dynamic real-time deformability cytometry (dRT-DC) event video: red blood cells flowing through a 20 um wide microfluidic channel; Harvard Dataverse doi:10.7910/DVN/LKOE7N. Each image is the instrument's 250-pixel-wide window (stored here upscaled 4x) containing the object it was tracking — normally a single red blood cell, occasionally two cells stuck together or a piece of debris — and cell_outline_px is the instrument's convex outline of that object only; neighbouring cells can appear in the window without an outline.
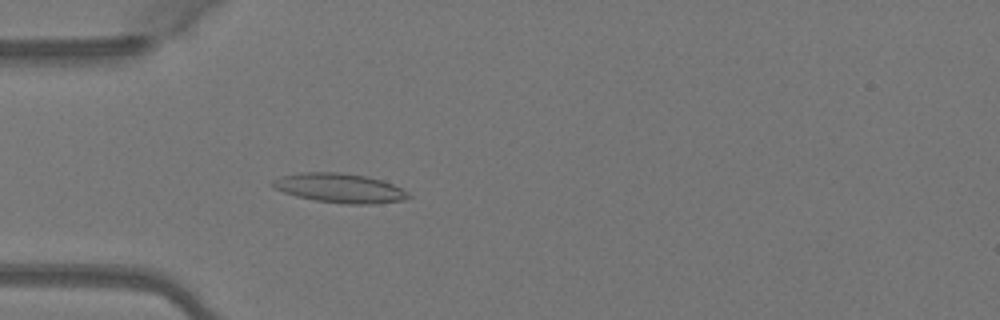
{"species": "Egyptian fruit bat (a non-hibernating species)", "species_latin": "Rousettus aegyptiacus", "temperature_condition": "warm", "stored_images_in_passage": 49, "camera_frame_rate_fps": 3000, "um_per_image_px": 0.085, "animal": {"sex": "female"}, "frame": {"image": 1, "passage_image": 14, "time_ms": 4.333, "image_size_px": [1000, 320], "cell_outline_px": [[412, 196], [404, 200], [372, 204], [344, 204], [316, 200], [296, 196], [284, 192], [276, 188], [272, 184], [272, 180], [280, 176], [300, 172], [340, 172], [364, 176], [384, 180], [408, 192]], "centroid_in_image_um": [28.89, 15.98], "position_along_channel_um": 56.1, "area_um2": 23.18}}
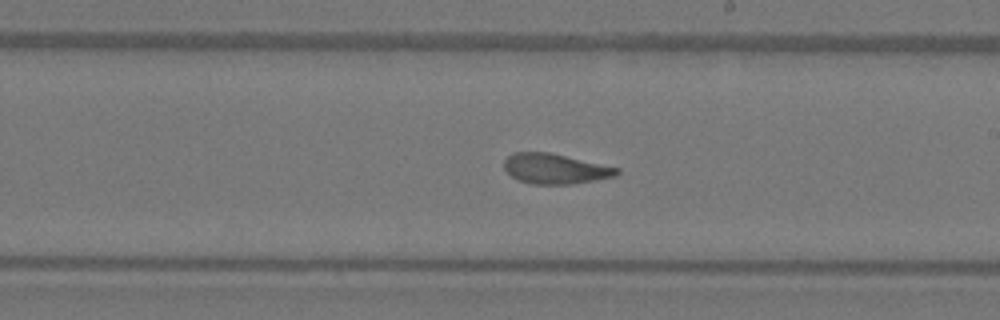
{"frame": {"image": 2, "passage_image": 28, "time_ms": 9.0, "image_size_px": [1000, 320], "cell_outline_px": [[620, 172], [616, 176], [596, 180], [568, 184], [532, 184], [516, 180], [504, 168], [504, 160], [512, 152], [548, 152], [620, 168]], "centroid_in_image_um": [47.17, 14.34], "position_along_channel_um": 241.8, "area_um2": 19.77}}
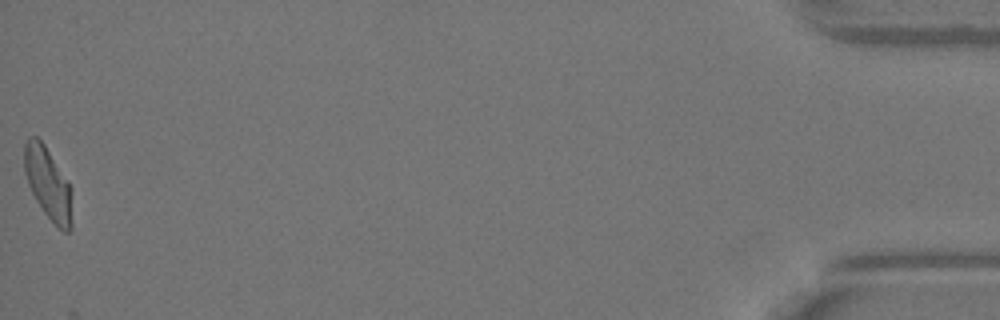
{"frame": {"image": 3, "passage_image": 49, "time_ms": 16.0, "image_size_px": [1000, 320], "cell_outline_px": [[72, 228], [68, 232], [64, 232], [44, 212], [36, 200], [28, 184], [24, 172], [24, 144], [28, 136], [36, 136], [44, 144], [68, 180], [72, 188]], "centroid_in_image_um": [4.1, 15.58], "position_along_channel_um": 431.1, "area_um2": 20.17}, "authors_computed_cell_mechanics": {"area_um2": 20.5768, "velocity_mm_per_s": 4.0933, "shape_relaxation_time_tau1_ms": 8.27, "shape_relaxation_time_tau2_ms": 1.6482, "deformation_change_tau1": 0.2346, "deformation_change_tau2": 0.0886}}